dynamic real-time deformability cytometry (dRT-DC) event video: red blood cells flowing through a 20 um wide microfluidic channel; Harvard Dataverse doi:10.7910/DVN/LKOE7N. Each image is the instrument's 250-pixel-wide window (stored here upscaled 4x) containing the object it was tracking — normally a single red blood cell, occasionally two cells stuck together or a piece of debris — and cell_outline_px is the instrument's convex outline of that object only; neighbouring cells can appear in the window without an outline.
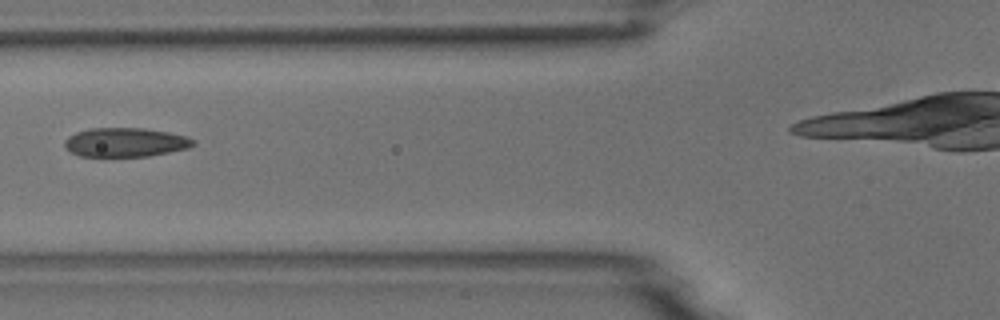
{"species": "common noctule bat (a hibernating species)", "species_latin": "Nyctalus noctula", "temperature_condition": "room temperature", "stored_images_in_passage": 8, "camera_frame_rate_fps": 3000, "um_per_image_px": 0.085, "animal": {"sex": "male", "body_mass_g": 18.8}, "frame": {"image": 1, "passage_image": 6, "time_ms": 6.0, "image_size_px": [1000, 320], "cell_outline_px": [[196, 144], [188, 148], [148, 156], [80, 156], [64, 148], [64, 140], [68, 136], [76, 132], [88, 128], [144, 128], [168, 132], [188, 136], [196, 140]], "centroid_in_image_um": [10.66, 12.09], "position_along_channel_um": 115.1, "area_um2": 21.91}}